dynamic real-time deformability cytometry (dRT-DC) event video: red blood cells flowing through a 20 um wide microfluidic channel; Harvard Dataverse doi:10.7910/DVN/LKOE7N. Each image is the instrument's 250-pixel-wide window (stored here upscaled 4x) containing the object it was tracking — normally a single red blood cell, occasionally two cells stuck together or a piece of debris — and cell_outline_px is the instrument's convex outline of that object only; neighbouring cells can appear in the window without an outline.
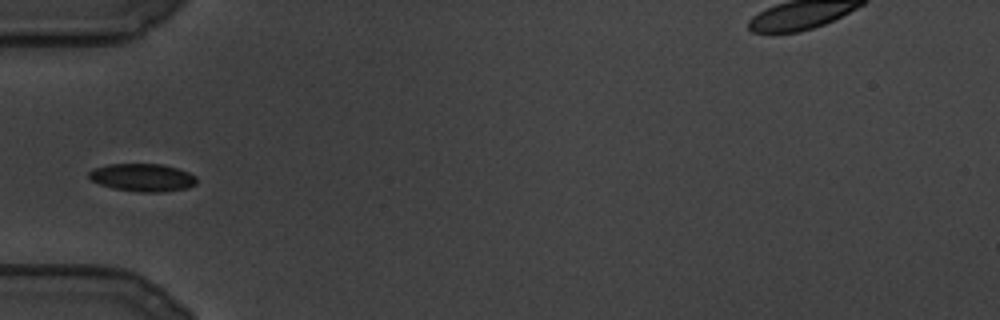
{"species": "common noctule bat (a hibernating species)", "species_latin": "Nyctalus noctula", "temperature_condition": "cold", "stored_images_in_passage": 77, "camera_frame_rate_fps": 3000, "um_per_image_px": 0.085, "animal": {"sex": "male", "body_mass_g": 19.5, "forearm_length_mm": 54.6}, "frame": {"image": 1, "passage_image": 1, "time_ms": 0.0, "image_size_px": [1000, 320], "cell_outline_px": [[196, 184], [188, 188], [164, 192], [140, 192], [112, 188], [100, 184], [92, 180], [88, 176], [88, 172], [92, 168], [108, 164], [164, 164], [188, 172], [196, 176]], "centroid_in_image_um": [12.11, 15.09], "position_along_channel_um": 72.9, "area_um2": 17.57}}
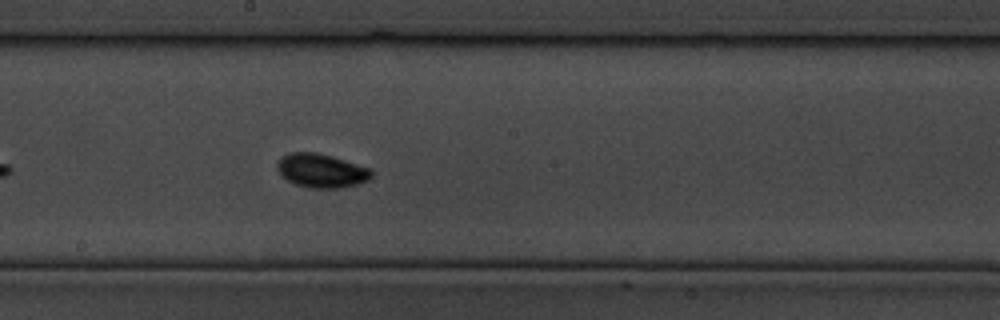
{"frame": {"image": 2, "passage_image": 26, "time_ms": 8.333, "image_size_px": [1000, 320], "cell_outline_px": [[372, 176], [368, 180], [356, 184], [340, 188], [308, 188], [296, 184], [288, 180], [280, 172], [276, 164], [280, 156], [288, 152], [316, 152], [332, 156], [372, 168]], "centroid_in_image_um": [27.33, 14.49], "position_along_channel_um": 220.9, "area_um2": 18.67}}
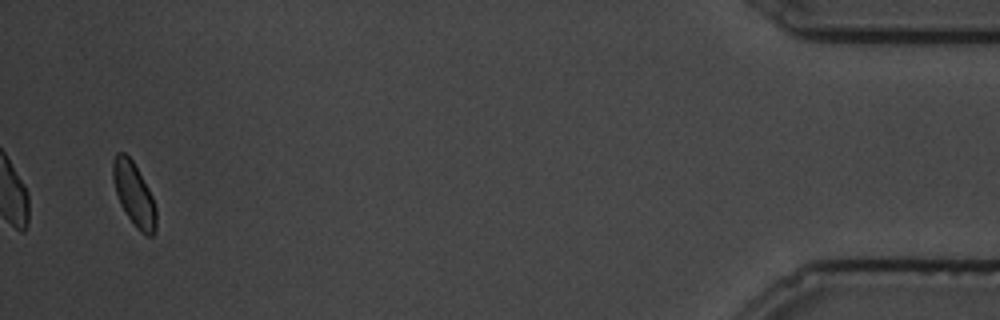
{"frame": {"image": 3, "passage_image": 73, "time_ms": 24.0, "image_size_px": [1000, 320], "cell_outline_px": [[156, 228], [152, 236], [148, 236], [140, 232], [136, 228], [120, 204], [112, 180], [112, 160], [116, 152], [124, 152], [132, 160], [148, 188], [152, 196], [156, 208]], "centroid_in_image_um": [11.37, 16.5], "position_along_channel_um": 423.8, "area_um2": 15.95}}